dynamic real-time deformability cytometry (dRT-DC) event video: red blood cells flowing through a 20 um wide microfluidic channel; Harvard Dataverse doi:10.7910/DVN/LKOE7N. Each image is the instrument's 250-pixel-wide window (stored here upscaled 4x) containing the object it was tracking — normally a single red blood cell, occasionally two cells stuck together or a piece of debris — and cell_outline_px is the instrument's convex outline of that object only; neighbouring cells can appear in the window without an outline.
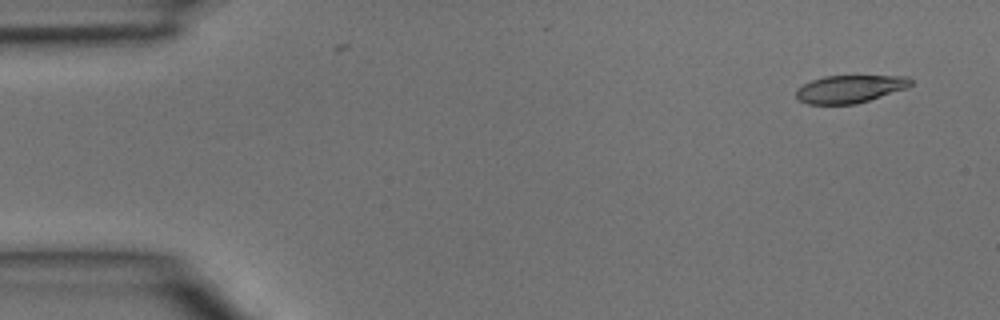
{"species": "common noctule bat (a hibernating species)", "species_latin": "Nyctalus noctula", "temperature_condition": "room temperature", "stored_images_in_passage": 4, "camera_frame_rate_fps": 3000, "um_per_image_px": 0.085, "animal": {"sex": "male", "body_mass_g": 15.6}, "frame": {"image": 1, "passage_image": 1, "time_ms": 0.0, "image_size_px": [1000, 320], "cell_outline_px": [[912, 84], [908, 88], [856, 104], [808, 104], [796, 100], [796, 88], [812, 80], [824, 76], [908, 76], [912, 80]], "centroid_in_image_um": [72.23, 7.56], "position_along_channel_um": 12.8, "area_um2": 18.61}}
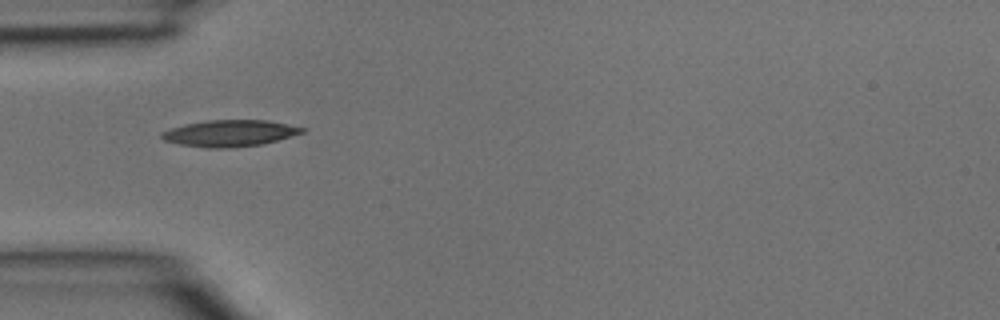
{"frame": {"image": 2, "passage_image": 4, "time_ms": 1.0, "image_size_px": [1000, 320], "cell_outline_px": [[308, 128], [304, 132], [276, 140], [260, 144], [228, 148], [208, 148], [180, 144], [164, 140], [160, 136], [160, 132], [184, 124], [208, 120], [268, 120]], "centroid_in_image_um": [19.52, 11.31], "position_along_channel_um": 65.5, "area_um2": 21.56}}